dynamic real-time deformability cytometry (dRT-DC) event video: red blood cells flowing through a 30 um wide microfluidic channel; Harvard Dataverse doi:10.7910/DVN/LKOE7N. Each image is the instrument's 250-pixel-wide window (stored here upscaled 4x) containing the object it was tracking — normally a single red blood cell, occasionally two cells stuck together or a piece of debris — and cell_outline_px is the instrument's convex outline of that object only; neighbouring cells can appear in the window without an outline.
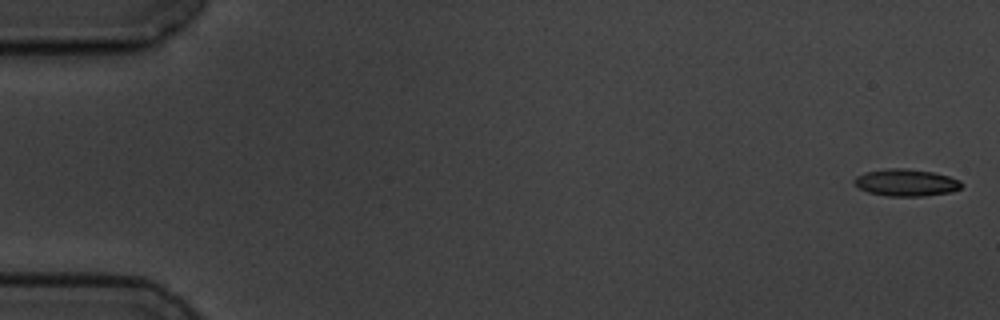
{"species": "common noctule bat (a hibernating species)", "species_latin": "Nyctalus noctula", "temperature_condition": "cold", "stored_images_in_passage": 14, "camera_frame_rate_fps": 3000, "um_per_image_px": 0.085, "animal": {"sex": "male", "body_mass_g": 19.5, "forearm_length_mm": 54.6}, "frame": {"image": 1, "passage_image": 1, "time_ms": 0.0, "image_size_px": [1000, 320], "cell_outline_px": [[964, 184], [960, 188], [952, 192], [924, 196], [888, 196], [868, 192], [860, 188], [852, 180], [856, 176], [864, 172], [888, 168], [908, 168], [932, 172], [948, 176], [960, 180]], "centroid_in_image_um": [77.03, 15.51], "position_along_channel_um": 8.0, "area_um2": 16.99}}
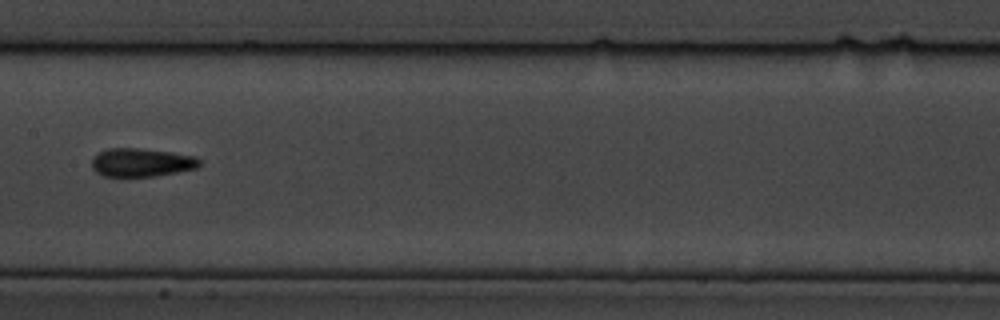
{"frame": {"image": 2, "passage_image": 8, "time_ms": 9.333, "image_size_px": [1000, 320], "cell_outline_px": [[200, 164], [196, 168], [156, 176], [104, 176], [96, 172], [92, 168], [92, 160], [100, 152], [108, 148], [136, 148], [168, 152], [192, 156], [200, 160]], "centroid_in_image_um": [11.99, 13.82], "position_along_channel_um": 195.4, "area_um2": 17.46}}
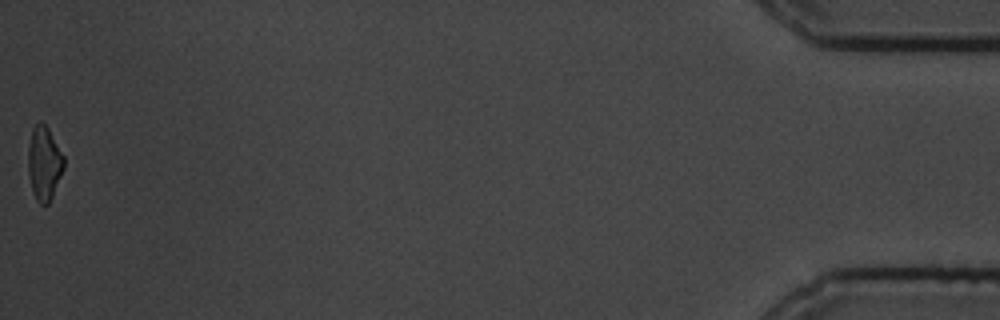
{"frame": {"image": 3, "passage_image": 14, "time_ms": 18.667, "image_size_px": [1000, 320], "cell_outline_px": [[64, 168], [52, 196], [48, 204], [40, 204], [36, 200], [28, 176], [28, 148], [32, 128], [40, 120], [48, 128], [64, 156]], "centroid_in_image_um": [3.74, 13.86], "position_along_channel_um": 431.5, "area_um2": 15.32}, "authors_computed_cell_mechanics": {"area_um2": 16.762, "velocity_mm_per_s": 3.5534, "shape_relaxation_time_tau1_ms": 4.8641, "shape_relaxation_time_tau2_ms": 4.0237, "deformation_change_tau1": 0.1787, "deformation_change_tau2": 0.1337}}